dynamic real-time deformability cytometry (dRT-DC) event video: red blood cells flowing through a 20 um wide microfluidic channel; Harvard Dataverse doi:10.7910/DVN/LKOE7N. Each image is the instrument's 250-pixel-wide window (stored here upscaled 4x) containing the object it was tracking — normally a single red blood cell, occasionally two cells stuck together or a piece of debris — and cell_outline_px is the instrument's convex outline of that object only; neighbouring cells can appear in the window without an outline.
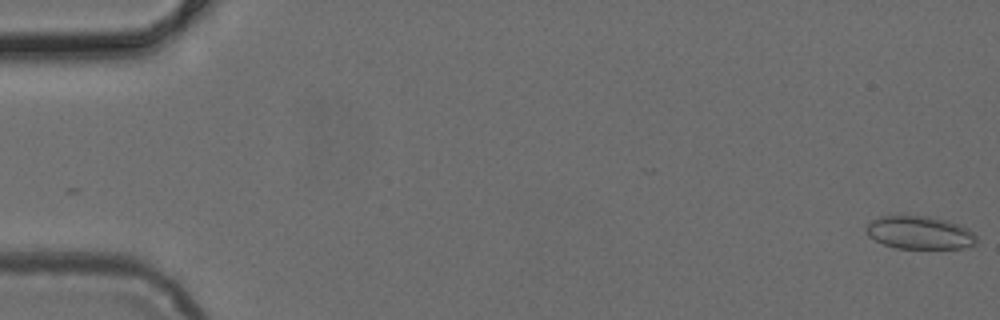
{"species": "common noctule bat (a hibernating species)", "species_latin": "Nyctalus noctula", "temperature_condition": "cold", "stored_images_in_passage": 11, "camera_frame_rate_fps": 3000, "um_per_image_px": 0.085, "animal": {"sex": "female", "body_mass_g": 24.6, "forearm_length_mm": 56.2}, "frame": {"image": 1, "passage_image": 1, "time_ms": 0.0, "image_size_px": [1000, 320], "cell_outline_px": [[976, 244], [960, 248], [896, 248], [884, 244], [868, 236], [864, 228], [872, 220], [880, 216], [928, 216], [948, 220], [960, 224], [968, 228], [976, 236]], "centroid_in_image_um": [78.17, 19.77], "position_along_channel_um": 6.8, "area_um2": 21.21}}